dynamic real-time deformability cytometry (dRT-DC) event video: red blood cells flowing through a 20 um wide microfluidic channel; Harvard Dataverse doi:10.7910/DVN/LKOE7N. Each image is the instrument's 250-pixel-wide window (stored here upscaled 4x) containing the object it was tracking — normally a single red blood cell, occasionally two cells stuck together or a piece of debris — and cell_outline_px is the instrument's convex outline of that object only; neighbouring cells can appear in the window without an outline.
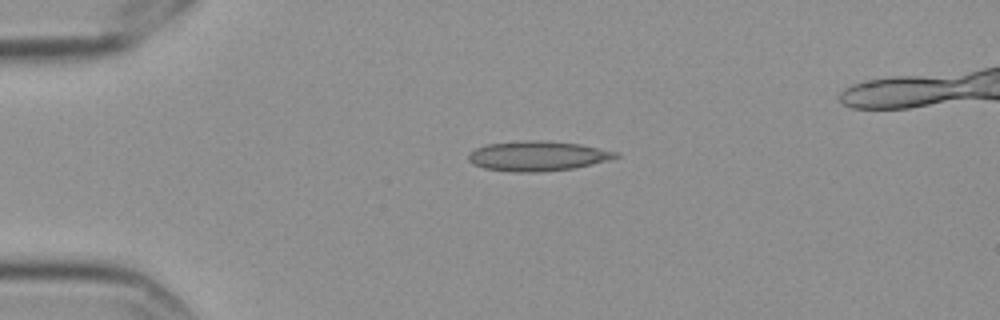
{"species": "Egyptian fruit bat (a non-hibernating species)", "species_latin": "Rousettus aegyptiacus", "temperature_condition": "cold", "stored_images_in_passage": 3, "camera_frame_rate_fps": 3000, "um_per_image_px": 0.085, "frame": {"image": 1, "passage_image": 1, "time_ms": 0.0, "image_size_px": [1000, 320], "cell_outline_px": [[620, 156], [608, 160], [592, 164], [572, 168], [536, 172], [516, 172], [484, 168], [472, 164], [468, 160], [468, 152], [484, 144], [520, 140], [548, 140], [580, 144], [616, 152]], "centroid_in_image_um": [45.63, 13.24], "position_along_channel_um": 39.4, "area_um2": 25.72}}